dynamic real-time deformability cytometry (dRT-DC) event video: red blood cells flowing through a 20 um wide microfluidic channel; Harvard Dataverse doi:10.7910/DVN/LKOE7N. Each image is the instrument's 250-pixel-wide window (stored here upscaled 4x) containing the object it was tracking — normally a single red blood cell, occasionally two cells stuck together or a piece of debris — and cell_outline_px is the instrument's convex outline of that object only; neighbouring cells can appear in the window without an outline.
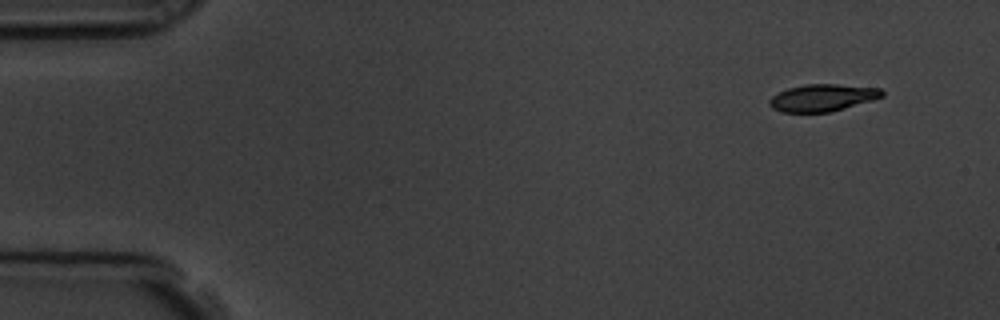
{"species": "common noctule bat (a hibernating species)", "species_latin": "Nyctalus noctula", "temperature_condition": "room temperature", "stored_images_in_passage": 50, "camera_frame_rate_fps": 3000, "um_per_image_px": 0.085, "animal": {"sex": "male", "body_mass_g": 19.5, "forearm_length_mm": 54.6}, "frame": {"image": 1, "passage_image": 1, "time_ms": 0.0, "image_size_px": [1000, 320], "cell_outline_px": [[884, 96], [872, 100], [844, 108], [828, 112], [780, 112], [772, 108], [768, 104], [768, 100], [772, 96], [788, 88], [804, 84], [836, 84], [880, 88], [884, 92]], "centroid_in_image_um": [69.89, 8.3], "position_along_channel_um": 15.1, "area_um2": 17.74}}
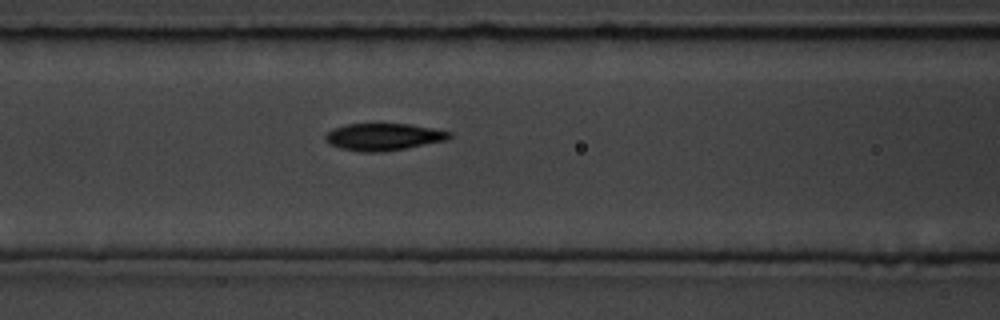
{"frame": {"image": 2, "passage_image": 19, "time_ms": 6.0, "image_size_px": [1000, 320], "cell_outline_px": [[452, 136], [448, 140], [408, 148], [384, 152], [360, 152], [340, 148], [328, 144], [324, 136], [332, 128], [348, 124], [376, 120], [408, 124], [432, 128], [452, 132]], "centroid_in_image_um": [32.58, 11.59], "position_along_channel_um": 134.0, "area_um2": 20.63}}
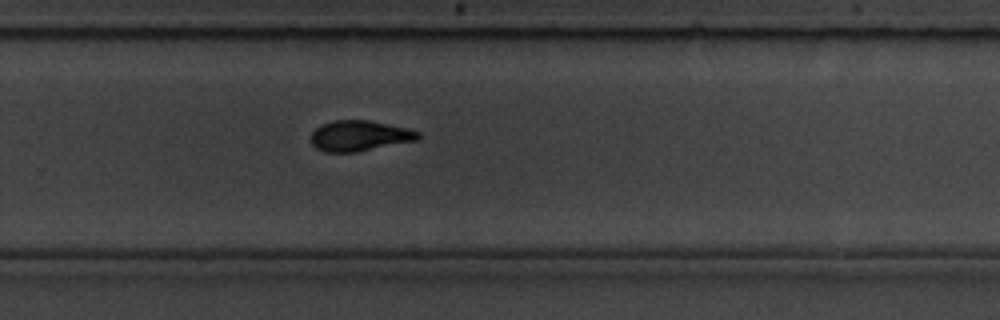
{"frame": {"image": 3, "passage_image": 32, "time_ms": 10.333, "image_size_px": [1000, 320], "cell_outline_px": [[420, 136], [416, 140], [356, 152], [324, 152], [316, 148], [312, 144], [312, 132], [320, 124], [332, 120], [368, 120], [408, 128], [420, 132]], "centroid_in_image_um": [30.53, 11.53], "position_along_channel_um": 299.3, "area_um2": 19.02}, "authors_computed_cell_mechanics": {"area_um2": 19.1896, "velocity_mm_per_s": 3.8223, "shape_relaxation_time_tau1_ms": 2.0751, "shape_relaxation_time_tau2_ms": 5.4502, "deformation_change_tau1": 0.13, "deformation_change_tau2": 0.1237}}